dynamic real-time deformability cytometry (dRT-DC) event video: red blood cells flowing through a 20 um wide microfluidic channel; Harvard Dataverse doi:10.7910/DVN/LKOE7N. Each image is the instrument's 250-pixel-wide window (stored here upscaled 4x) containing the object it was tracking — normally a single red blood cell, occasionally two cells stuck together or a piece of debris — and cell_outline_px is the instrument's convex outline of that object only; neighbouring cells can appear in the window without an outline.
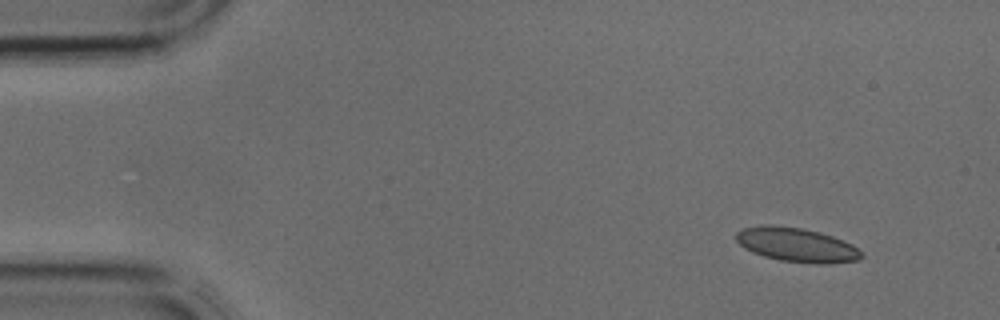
{"species": "common noctule bat (a hibernating species)", "species_latin": "Nyctalus noctula", "temperature_condition": "cold", "stored_images_in_passage": 3, "camera_frame_rate_fps": 3000, "um_per_image_px": 0.085, "animal": {"sex": "male", "body_mass_g": 17.9, "forearm_length_mm": 54.2}, "frame": {"image": 1, "passage_image": 1, "time_ms": 0.0, "image_size_px": [1000, 320], "cell_outline_px": [[864, 256], [860, 260], [828, 264], [816, 264], [780, 260], [764, 256], [752, 252], [744, 248], [736, 240], [736, 232], [740, 228], [760, 224], [772, 224], [800, 228], [820, 232], [832, 236], [852, 244]], "centroid_in_image_um": [67.68, 20.8], "position_along_channel_um": 17.3, "area_um2": 25.14}}
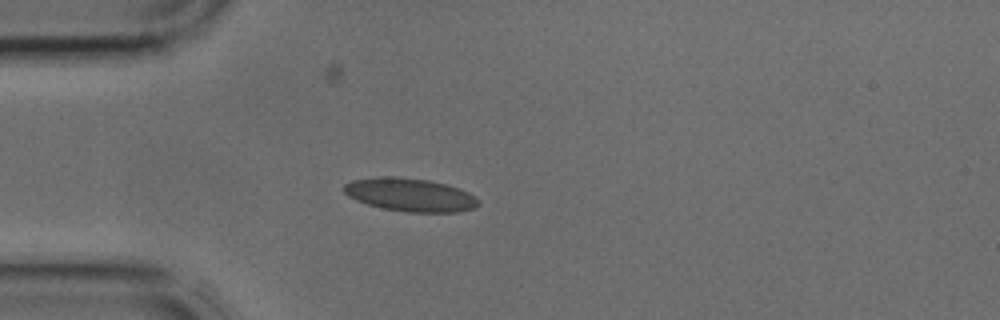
{"frame": {"image": 2, "passage_image": 3, "time_ms": 0.667, "image_size_px": [1000, 320], "cell_outline_px": [[480, 204], [472, 208], [460, 212], [408, 212], [384, 208], [368, 204], [356, 200], [348, 196], [344, 192], [344, 184], [352, 180], [380, 176], [392, 176], [428, 180], [460, 188], [476, 196], [480, 200]], "centroid_in_image_um": [34.88, 16.55], "position_along_channel_um": 50.1, "area_um2": 26.01}}